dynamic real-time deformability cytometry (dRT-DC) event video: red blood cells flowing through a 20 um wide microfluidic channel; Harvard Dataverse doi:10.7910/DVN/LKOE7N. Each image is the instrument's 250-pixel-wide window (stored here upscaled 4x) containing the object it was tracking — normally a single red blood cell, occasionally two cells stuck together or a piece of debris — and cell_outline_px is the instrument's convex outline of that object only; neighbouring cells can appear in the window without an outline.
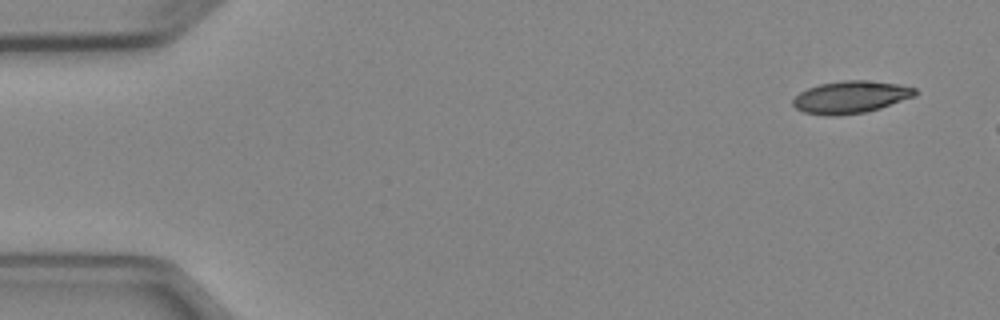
{"species": "Egyptian fruit bat (a non-hibernating species)", "species_latin": "Rousettus aegyptiacus", "temperature_condition": "cold", "stored_images_in_passage": 3, "camera_frame_rate_fps": 3000, "um_per_image_px": 0.085, "animal": {"sex": "female"}, "frame": {"image": 1, "passage_image": 1, "time_ms": 0.0, "image_size_px": [1000, 320], "cell_outline_px": [[916, 96], [880, 108], [864, 112], [836, 116], [828, 116], [804, 112], [796, 108], [792, 104], [792, 100], [800, 92], [808, 88], [820, 84], [844, 80], [864, 80], [896, 84], [916, 88]], "centroid_in_image_um": [72.29, 8.26], "position_along_channel_um": 12.7, "area_um2": 22.83}}